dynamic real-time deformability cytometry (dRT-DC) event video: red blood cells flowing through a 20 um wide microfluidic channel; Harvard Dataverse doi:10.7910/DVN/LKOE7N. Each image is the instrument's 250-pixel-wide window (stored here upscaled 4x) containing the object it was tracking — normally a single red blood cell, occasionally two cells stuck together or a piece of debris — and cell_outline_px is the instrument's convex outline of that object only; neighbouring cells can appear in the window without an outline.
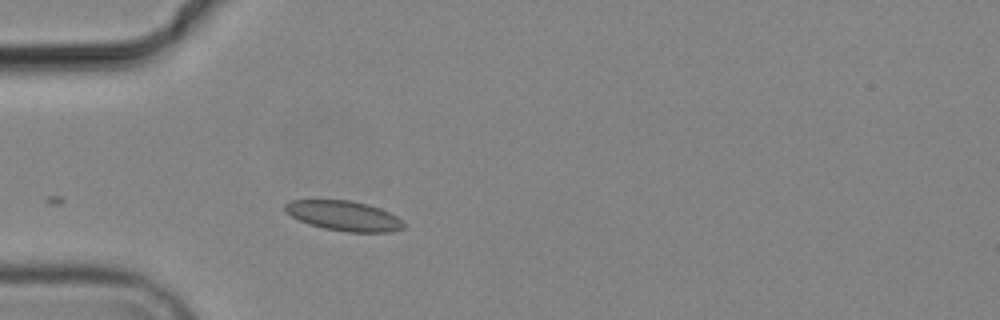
{"species": "common noctule bat (a hibernating species)", "species_latin": "Nyctalus noctula", "temperature_condition": "cold", "stored_images_in_passage": 3, "camera_frame_rate_fps": 3000, "um_per_image_px": 0.085, "animal": {"sex": "male", "body_mass_g": 19.2, "forearm_length_mm": 51.8}, "frame": {"image": 1, "passage_image": 3, "time_ms": 2.333, "image_size_px": [1000, 320], "cell_outline_px": [[404, 228], [392, 232], [344, 232], [324, 228], [308, 224], [292, 216], [284, 208], [284, 204], [292, 200], [348, 200], [368, 204], [380, 208], [404, 220]], "centroid_in_image_um": [29.27, 18.35], "position_along_channel_um": 55.7, "area_um2": 20.69}}